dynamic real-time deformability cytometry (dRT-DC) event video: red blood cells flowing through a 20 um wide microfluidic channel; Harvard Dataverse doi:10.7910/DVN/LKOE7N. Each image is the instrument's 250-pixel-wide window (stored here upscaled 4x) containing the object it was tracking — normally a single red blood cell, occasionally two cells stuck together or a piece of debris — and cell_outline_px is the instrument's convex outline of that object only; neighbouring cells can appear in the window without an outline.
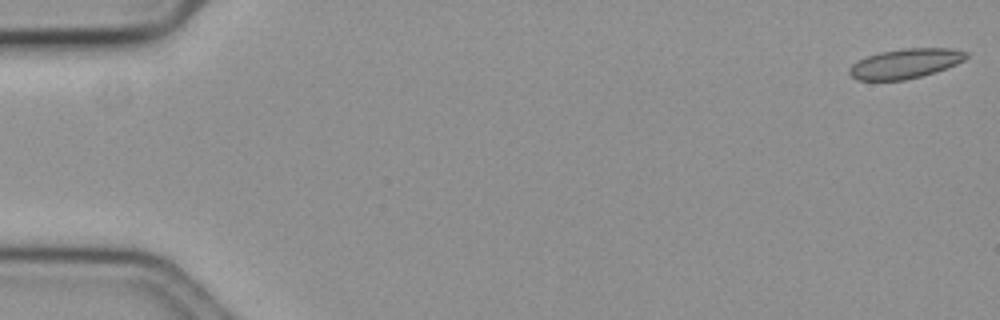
{"species": "common noctule bat (a hibernating species)", "species_latin": "Nyctalus noctula", "temperature_condition": "cold", "stored_images_in_passage": 58, "camera_frame_rate_fps": 3000, "um_per_image_px": 0.085, "animal": {"sex": "female", "body_mass_g": 19.3, "forearm_length_mm": 54.1}, "frame": {"image": 1, "passage_image": 1, "time_ms": 0.0, "image_size_px": [1000, 320], "cell_outline_px": [[968, 56], [964, 60], [948, 68], [936, 72], [904, 80], [856, 80], [848, 72], [848, 68], [852, 64], [868, 56], [880, 52], [904, 48], [952, 48], [968, 52]], "centroid_in_image_um": [76.97, 5.4], "position_along_channel_um": 8.0, "area_um2": 20.23}}
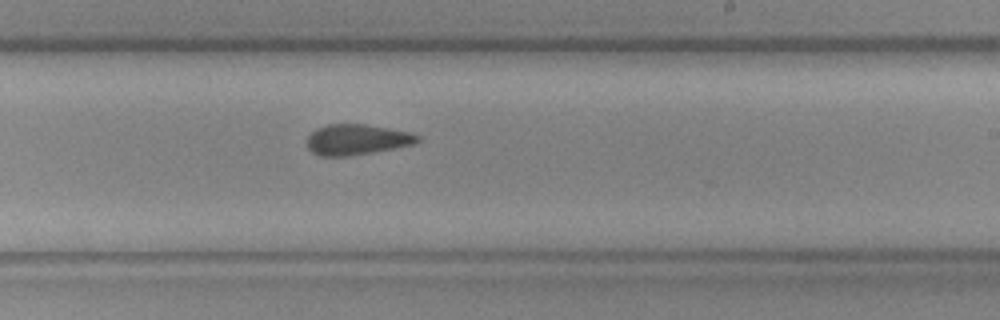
{"frame": {"image": 2, "passage_image": 35, "time_ms": 11.333, "image_size_px": [1000, 320], "cell_outline_px": [[420, 140], [412, 144], [396, 148], [348, 156], [320, 156], [312, 152], [308, 148], [308, 136], [316, 128], [328, 124], [364, 124], [388, 128], [408, 132], [420, 136]], "centroid_in_image_um": [30.31, 11.86], "position_along_channel_um": 258.7, "area_um2": 19.54}}
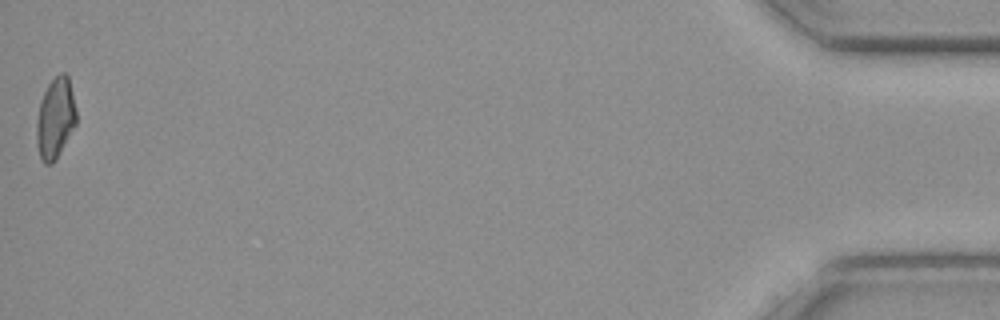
{"frame": {"image": 3, "passage_image": 58, "time_ms": 19.0, "image_size_px": [1000, 320], "cell_outline_px": [[76, 124], [56, 160], [52, 164], [44, 164], [40, 160], [36, 144], [36, 120], [40, 100], [48, 84], [60, 72], [64, 72], [68, 76], [76, 108]], "centroid_in_image_um": [4.68, 10.08], "position_along_channel_um": 430.5, "area_um2": 18.96}, "authors_computed_cell_mechanics": {"area_um2": 19.7965, "velocity_mm_per_s": 3.5683, "shape_relaxation_time_tau1_ms": null, "shape_relaxation_time_tau2_ms": 5.1714, "deformation_change_tau1": null, "deformation_change_tau2": 0.1027}}